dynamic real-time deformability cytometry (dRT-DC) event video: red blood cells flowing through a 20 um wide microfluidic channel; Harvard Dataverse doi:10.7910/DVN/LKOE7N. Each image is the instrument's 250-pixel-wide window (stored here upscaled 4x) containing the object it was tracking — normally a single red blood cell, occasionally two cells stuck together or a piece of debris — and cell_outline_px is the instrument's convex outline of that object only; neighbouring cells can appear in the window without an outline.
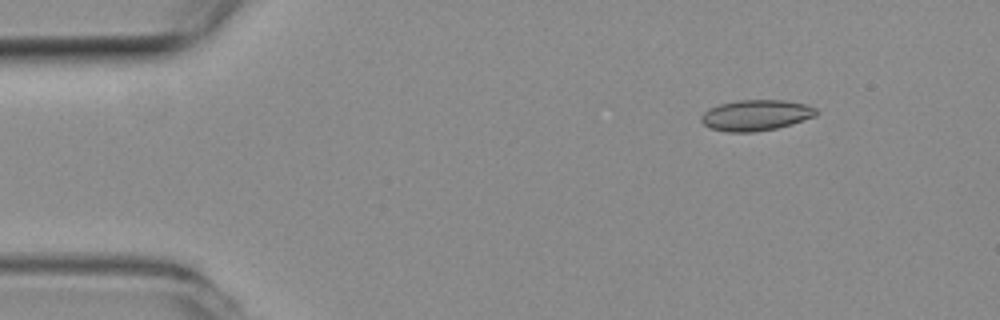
{"species": "common noctule bat (a hibernating species)", "species_latin": "Nyctalus noctula", "temperature_condition": "room temperature", "stored_images_in_passage": 12, "camera_frame_rate_fps": 3000, "um_per_image_px": 0.085, "animal": {"sex": "female", "body_mass_g": 19.3, "forearm_length_mm": 54.1}, "frame": {"image": 1, "passage_image": 1, "time_ms": 0.0, "image_size_px": [1000, 320], "cell_outline_px": [[816, 116], [776, 128], [752, 132], [728, 132], [712, 128], [704, 124], [700, 120], [700, 116], [708, 108], [720, 104], [736, 100], [784, 100], [804, 104], [816, 108]], "centroid_in_image_um": [64.21, 9.78], "position_along_channel_um": 20.8, "area_um2": 20.46}}
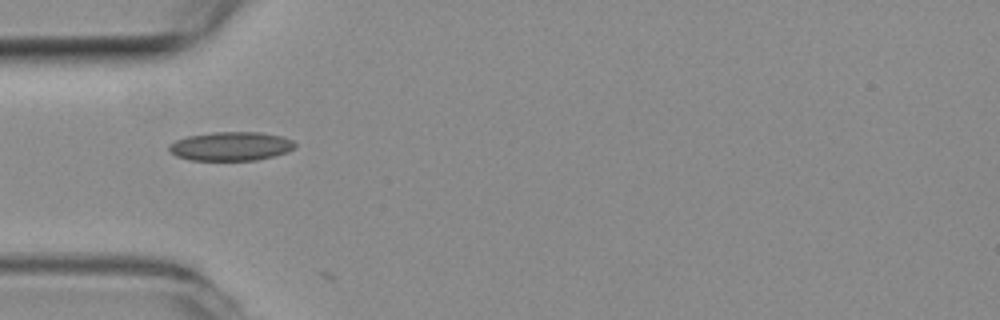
{"frame": {"image": 2, "passage_image": 11, "time_ms": 3.333, "image_size_px": [1000, 320], "cell_outline_px": [[296, 148], [288, 152], [256, 160], [192, 160], [176, 156], [168, 148], [168, 144], [176, 140], [188, 136], [212, 132], [260, 132], [280, 136], [292, 140], [296, 144]], "centroid_in_image_um": [19.63, 12.43], "position_along_channel_um": 65.4, "area_um2": 21.15}}